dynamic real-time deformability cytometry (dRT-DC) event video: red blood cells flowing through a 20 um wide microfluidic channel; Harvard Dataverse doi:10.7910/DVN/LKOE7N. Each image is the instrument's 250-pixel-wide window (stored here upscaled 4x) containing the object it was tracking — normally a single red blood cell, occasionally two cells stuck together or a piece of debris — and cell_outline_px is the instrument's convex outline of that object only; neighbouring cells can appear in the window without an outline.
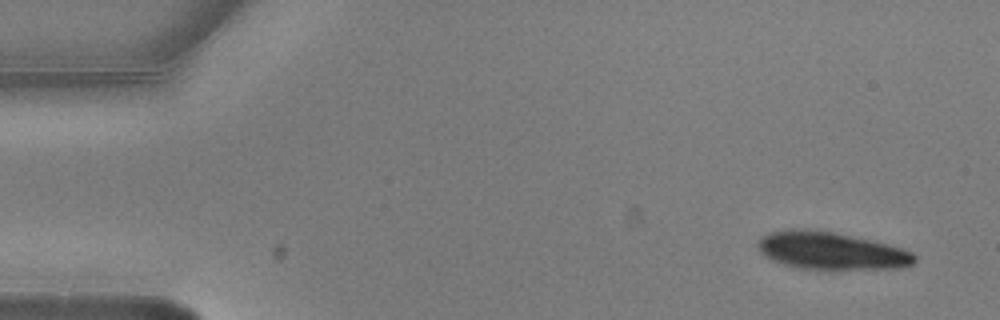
{"species": "common noctule bat (a hibernating species)", "species_latin": "Nyctalus noctula", "temperature_condition": "warm", "stored_images_in_passage": 5, "camera_frame_rate_fps": 3000, "um_per_image_px": 0.085, "animal": {"sex": "male", "body_mass_g": 20.5, "forearm_length_mm": 52.5}, "frame": {"image": 1, "passage_image": 1, "time_ms": 0.0, "image_size_px": [1000, 320], "cell_outline_px": [[916, 260], [912, 264], [904, 268], [796, 268], [768, 260], [760, 252], [756, 244], [760, 236], [768, 232], [784, 228], [804, 228], [832, 232], [852, 236], [900, 248], [912, 252], [916, 256]], "centroid_in_image_um": [70.52, 21.29], "position_along_channel_um": 14.5, "area_um2": 34.16}}
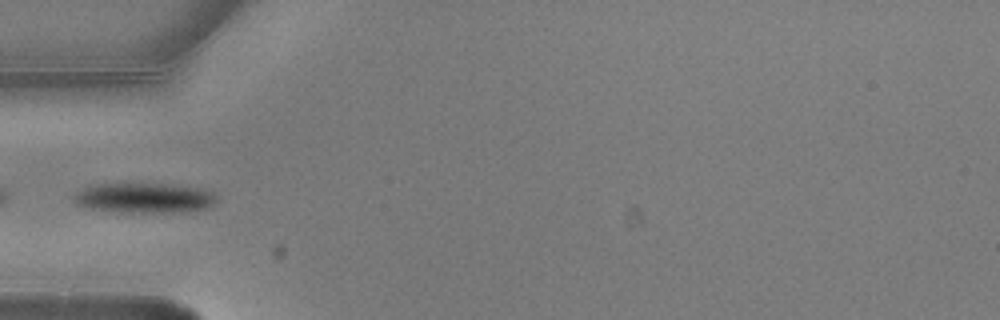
{"frame": {"image": 2, "passage_image": 5, "time_ms": 1.333, "image_size_px": [1000, 320], "cell_outline_px": [[220, 200], [216, 204], [208, 208], [188, 212], [116, 212], [92, 208], [76, 204], [72, 200], [72, 196], [76, 192], [84, 188], [96, 184], [124, 180], [204, 188], [216, 192]], "centroid_in_image_um": [12.32, 16.78], "position_along_channel_um": 72.7, "area_um2": 26.41}}